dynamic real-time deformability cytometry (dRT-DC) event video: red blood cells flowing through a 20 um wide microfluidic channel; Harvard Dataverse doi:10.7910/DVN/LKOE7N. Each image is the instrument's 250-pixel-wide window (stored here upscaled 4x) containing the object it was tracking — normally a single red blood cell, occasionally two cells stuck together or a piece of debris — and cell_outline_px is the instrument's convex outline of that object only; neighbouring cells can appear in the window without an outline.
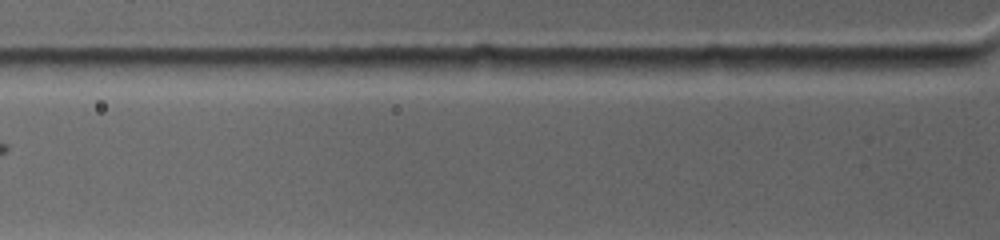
{"species": "common noctule bat (a hibernating species)", "species_latin": "Nyctalus noctula", "temperature_condition": "warm", "stored_images_in_passage": 2, "camera_frame_rate_fps": 4500, "um_per_image_px": 0.085, "animal": {"sex": "female", "body_mass_g": 19.0, "forearm_length_mm": 53.3}, "frame": {"image": 1, "passage_image": 2, "time_ms": 0.889, "image_size_px": [1000, 240], "cell_outline_px": [[504, 60], [496, 68], [464, 76], [384, 68], [372, 60], [392, 56], [496, 56]], "centroid_in_image_um": [37.53, 5.44], "position_along_channel_um": 88.3, "area_um2": 13.7}}